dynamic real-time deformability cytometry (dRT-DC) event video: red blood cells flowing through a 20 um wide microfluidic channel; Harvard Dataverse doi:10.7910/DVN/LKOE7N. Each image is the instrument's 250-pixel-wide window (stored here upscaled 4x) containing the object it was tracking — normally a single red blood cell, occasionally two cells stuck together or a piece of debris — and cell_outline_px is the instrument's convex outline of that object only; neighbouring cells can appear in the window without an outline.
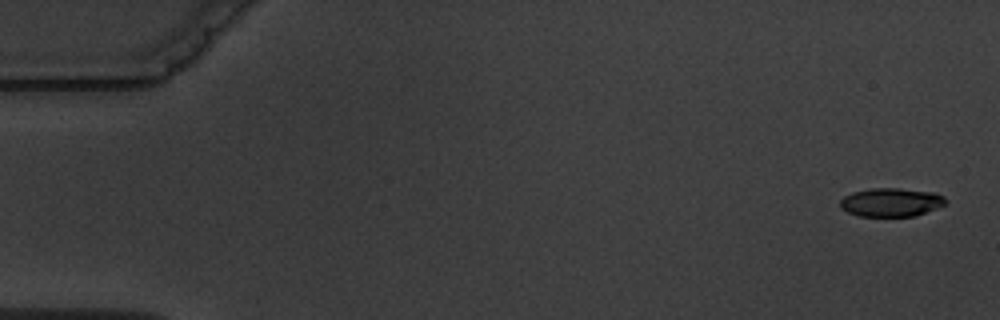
{"species": "common noctule bat (a hibernating species)", "species_latin": "Nyctalus noctula", "temperature_condition": "warm", "stored_images_in_passage": 4, "camera_frame_rate_fps": 3000, "um_per_image_px": 0.085, "animal": {"sex": "male", "body_mass_g": 19.5, "forearm_length_mm": 54.6}, "frame": {"image": 1, "passage_image": 1, "time_ms": 0.0, "image_size_px": [1000, 320], "cell_outline_px": [[948, 204], [916, 216], [856, 216], [840, 208], [840, 200], [844, 196], [852, 192], [872, 188], [896, 188], [936, 192], [944, 196], [948, 200]], "centroid_in_image_um": [75.78, 17.19], "position_along_channel_um": 9.2, "area_um2": 17.86}}
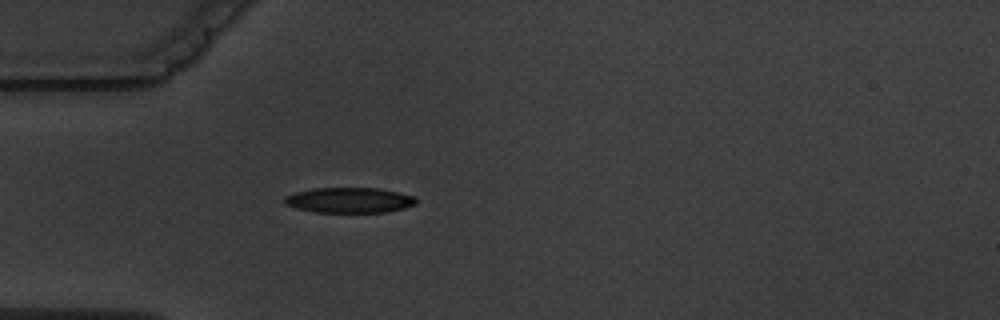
{"frame": {"image": 2, "passage_image": 4, "time_ms": 5.0, "image_size_px": [1000, 320], "cell_outline_px": [[416, 204], [404, 208], [388, 212], [316, 212], [296, 208], [284, 204], [284, 196], [296, 192], [316, 188], [380, 188], [416, 196]], "centroid_in_image_um": [29.71, 17.01], "position_along_channel_um": 55.3, "area_um2": 19.48}}